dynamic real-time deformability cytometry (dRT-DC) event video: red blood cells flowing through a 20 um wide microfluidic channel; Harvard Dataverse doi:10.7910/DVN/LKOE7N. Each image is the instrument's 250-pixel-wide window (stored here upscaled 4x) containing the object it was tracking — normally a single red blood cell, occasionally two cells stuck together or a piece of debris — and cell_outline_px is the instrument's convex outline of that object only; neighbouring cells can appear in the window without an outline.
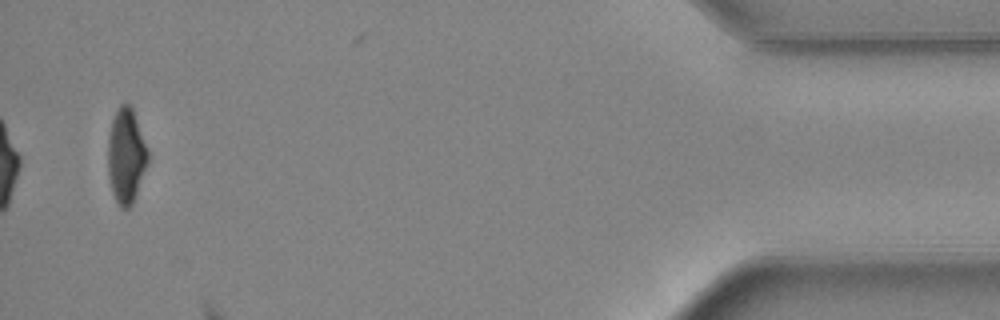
{"species": "common noctule bat (a hibernating species)", "species_latin": "Nyctalus noctula", "temperature_condition": "warm", "stored_images_in_passage": 47, "camera_frame_rate_fps": 3000, "um_per_image_px": 0.085, "animal": {"sex": "female", "body_mass_g": 24.6, "forearm_length_mm": 56.2}, "frame": {"image": 1, "passage_image": 47, "time_ms": 15.333, "image_size_px": [1000, 320], "cell_outline_px": [[148, 164], [132, 204], [128, 208], [120, 208], [112, 192], [108, 176], [108, 136], [112, 120], [120, 104], [128, 104], [132, 108], [148, 148]], "centroid_in_image_um": [10.72, 13.26], "position_along_channel_um": 424.5, "area_um2": 22.08}}